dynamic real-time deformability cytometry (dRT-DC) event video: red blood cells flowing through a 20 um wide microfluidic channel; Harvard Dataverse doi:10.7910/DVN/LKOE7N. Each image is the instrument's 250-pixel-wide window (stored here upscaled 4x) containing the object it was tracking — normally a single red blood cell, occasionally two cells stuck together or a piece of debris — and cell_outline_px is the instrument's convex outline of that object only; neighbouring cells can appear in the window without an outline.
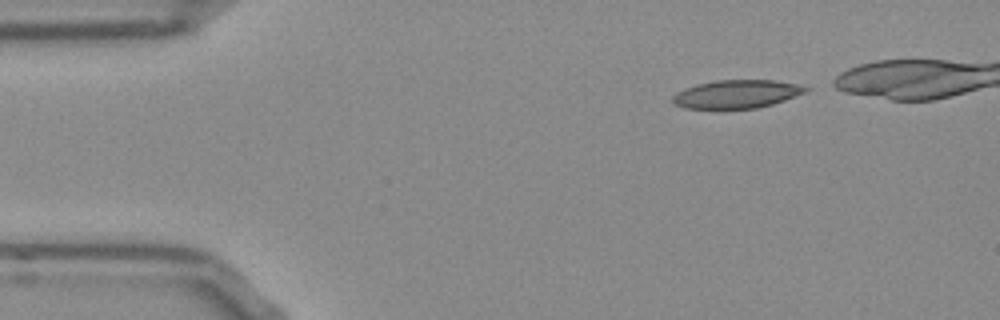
{"species": "Egyptian fruit bat (a non-hibernating species)", "species_latin": "Rousettus aegyptiacus", "temperature_condition": "room temperature", "stored_images_in_passage": 39, "camera_frame_rate_fps": 3000, "um_per_image_px": 0.085, "frame": {"image": 1, "passage_image": 1, "time_ms": 0.0, "image_size_px": [1000, 320], "cell_outline_px": [[808, 88], [804, 92], [784, 100], [772, 104], [756, 108], [684, 108], [676, 104], [672, 100], [672, 96], [676, 92], [684, 88], [696, 84], [716, 80], [776, 80], [796, 84]], "centroid_in_image_um": [62.56, 7.98], "position_along_channel_um": 22.4, "area_um2": 21.62}}
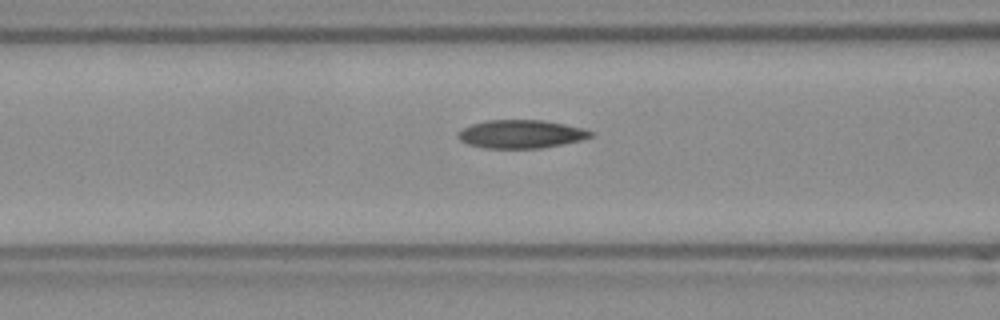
{"frame": {"image": 2, "passage_image": 14, "time_ms": 4.333, "image_size_px": [1000, 320], "cell_outline_px": [[596, 132], [592, 136], [580, 140], [540, 148], [484, 148], [468, 144], [460, 140], [456, 136], [456, 132], [472, 124], [484, 120], [544, 120], [584, 128]], "centroid_in_image_um": [44.27, 11.39], "position_along_channel_um": 122.3, "area_um2": 21.91}}
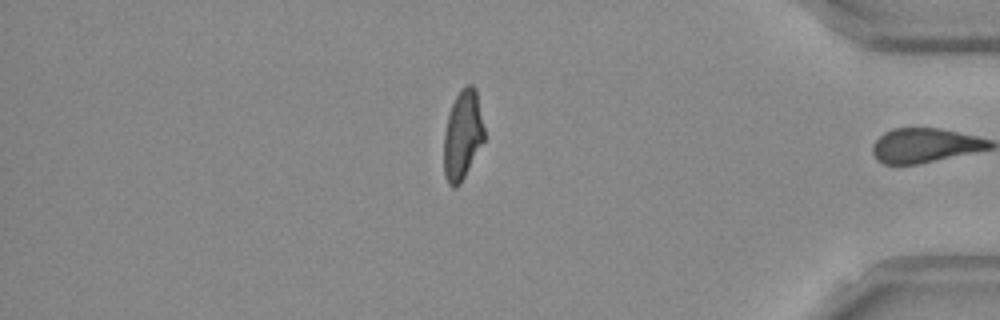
{"frame": {"image": 3, "passage_image": 38, "time_ms": 12.333, "image_size_px": [1000, 320], "cell_outline_px": [[484, 140], [460, 184], [456, 188], [452, 188], [448, 184], [444, 172], [444, 132], [448, 116], [452, 104], [460, 88], [468, 84], [472, 84], [476, 88], [484, 128]], "centroid_in_image_um": [39.31, 11.46], "position_along_channel_um": 395.9, "area_um2": 20.98}, "authors_computed_cell_mechanics": {"area_um2": 21.9062, "velocity_mm_per_s": 3.8623, "shape_relaxation_time_tau1_ms": null, "shape_relaxation_time_tau2_ms": 2.8133, "deformation_change_tau1": null, "deformation_change_tau2": 0.1057}}